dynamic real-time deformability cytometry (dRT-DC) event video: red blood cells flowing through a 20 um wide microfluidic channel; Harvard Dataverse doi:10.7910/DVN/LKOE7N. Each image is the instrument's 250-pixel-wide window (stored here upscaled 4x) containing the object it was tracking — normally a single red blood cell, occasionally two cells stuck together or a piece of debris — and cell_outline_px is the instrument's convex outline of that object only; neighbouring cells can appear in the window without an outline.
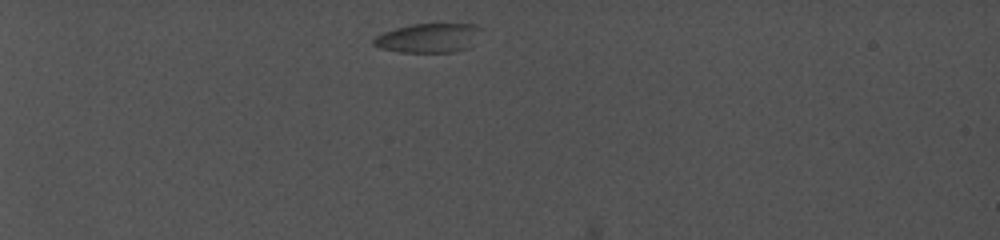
{"species": "common noctule bat (a hibernating species)", "species_latin": "Nyctalus noctula", "temperature_condition": "cold", "stored_images_in_passage": 3, "camera_frame_rate_fps": 5000, "um_per_image_px": 0.085, "animal": {"sex": "female", "body_mass_g": 19.0, "forearm_length_mm": 56.7}, "frame": {"image": 1, "passage_image": 1, "time_ms": 0.0, "image_size_px": [1000, 240], "cell_outline_px": [[480, 28], [460, 48], [452, 52], [404, 52], [380, 48], [372, 44], [372, 40], [376, 36], [384, 32], [396, 28], [412, 24], [436, 20], [476, 24]], "centroid_in_image_um": [36.29, 3.14], "position_along_channel_um": 48.7, "area_um2": 18.15}}